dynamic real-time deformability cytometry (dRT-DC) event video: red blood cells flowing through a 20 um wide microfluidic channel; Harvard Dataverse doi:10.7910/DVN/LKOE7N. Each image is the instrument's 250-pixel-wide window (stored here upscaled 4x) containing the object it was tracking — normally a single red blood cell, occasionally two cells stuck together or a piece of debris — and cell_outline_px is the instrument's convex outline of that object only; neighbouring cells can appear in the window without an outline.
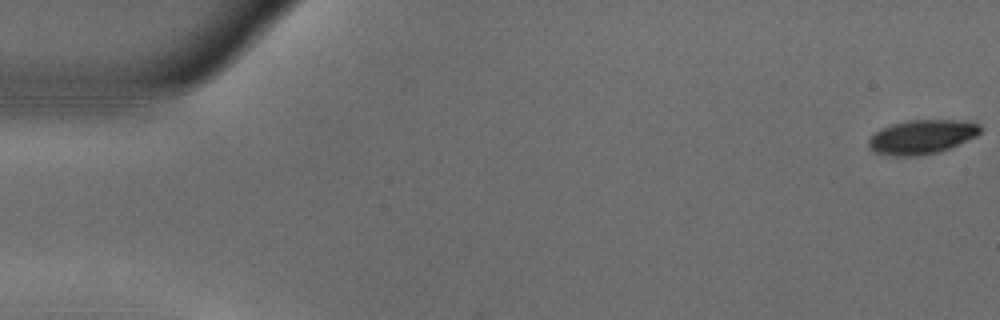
{"species": "common noctule bat (a hibernating species)", "species_latin": "Nyctalus noctula", "temperature_condition": "warm", "stored_images_in_passage": 55, "camera_frame_rate_fps": 3000, "um_per_image_px": 0.085, "animal": {"sex": "male", "body_mass_g": 18.8}, "frame": {"image": 1, "passage_image": 1, "time_ms": 0.0, "image_size_px": [1000, 320], "cell_outline_px": [[980, 132], [976, 136], [940, 152], [920, 156], [892, 156], [876, 152], [868, 144], [868, 140], [880, 128], [904, 120], [972, 120], [980, 124]], "centroid_in_image_um": [78.38, 11.62], "position_along_channel_um": 6.6, "area_um2": 22.37}}
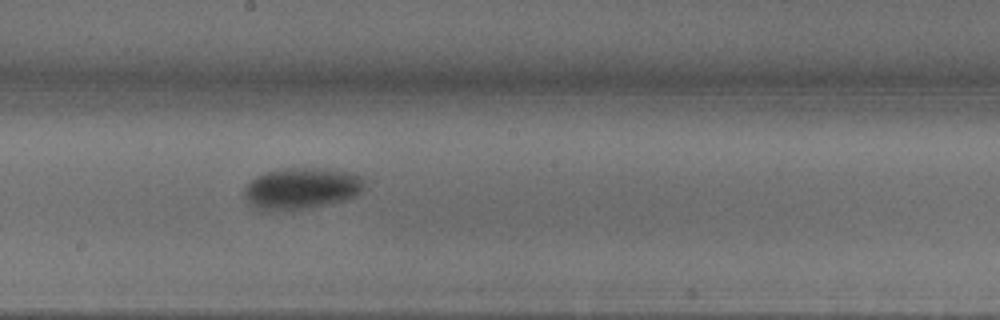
{"frame": {"image": 2, "passage_image": 30, "time_ms": 9.667, "image_size_px": [1000, 320], "cell_outline_px": [[364, 188], [356, 196], [344, 200], [308, 208], [276, 212], [268, 212], [252, 208], [248, 204], [244, 196], [244, 188], [256, 176], [268, 172], [284, 168], [328, 168], [352, 172], [360, 176], [364, 180]], "centroid_in_image_um": [25.6, 16.03], "position_along_channel_um": 222.6, "area_um2": 29.54}}
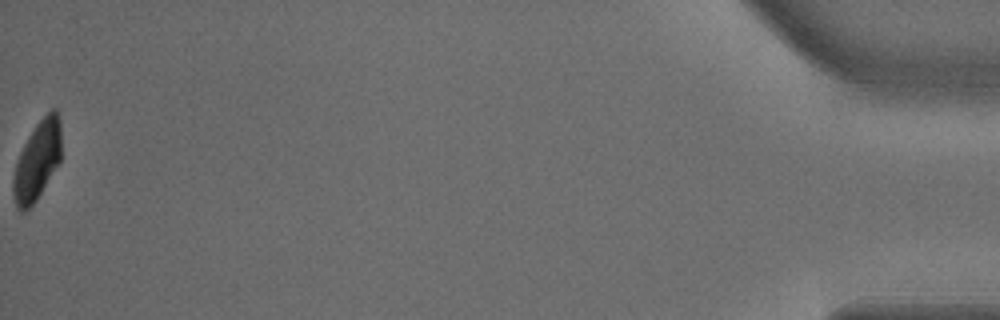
{"frame": {"image": 3, "passage_image": 55, "time_ms": 18.0, "image_size_px": [1000, 320], "cell_outline_px": [[60, 160], [36, 200], [24, 212], [20, 212], [16, 208], [12, 192], [12, 180], [16, 160], [28, 136], [36, 124], [52, 108], [56, 108], [60, 116]], "centroid_in_image_um": [3.13, 13.66], "position_along_channel_um": 432.1, "area_um2": 22.02}, "authors_computed_cell_mechanics": {"area_um2": 26.0678, "velocity_mm_per_s": 3.7141, "shape_relaxation_time_tau1_ms": 3.367, "shape_relaxation_time_tau2_ms": null, "deformation_change_tau1": 0.1551, "deformation_change_tau2": null}}